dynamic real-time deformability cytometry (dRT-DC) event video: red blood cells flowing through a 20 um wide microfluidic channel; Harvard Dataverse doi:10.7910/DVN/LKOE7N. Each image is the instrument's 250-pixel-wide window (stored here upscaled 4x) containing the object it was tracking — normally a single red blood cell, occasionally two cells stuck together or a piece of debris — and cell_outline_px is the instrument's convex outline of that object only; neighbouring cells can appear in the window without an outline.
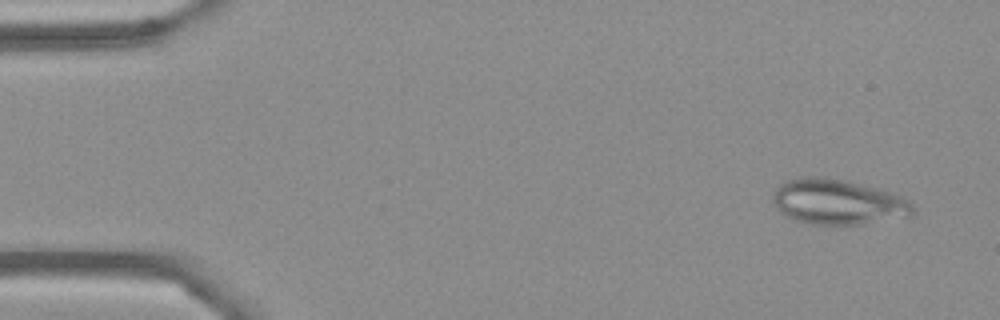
{"species": "Egyptian fruit bat (a non-hibernating species)", "species_latin": "Rousettus aegyptiacus", "temperature_condition": "cold", "stored_images_in_passage": 54, "camera_frame_rate_fps": 3000, "um_per_image_px": 0.085, "frame": {"image": 1, "passage_image": 3, "time_ms": 0.667, "image_size_px": [1000, 320], "cell_outline_px": [[916, 208], [912, 216], [864, 224], [808, 224], [796, 220], [780, 212], [772, 200], [772, 192], [784, 180], [800, 176], [824, 176], [848, 180], [880, 188], [904, 196]], "centroid_in_image_um": [71.24, 17.14], "position_along_channel_um": 13.8, "area_um2": 37.74}}
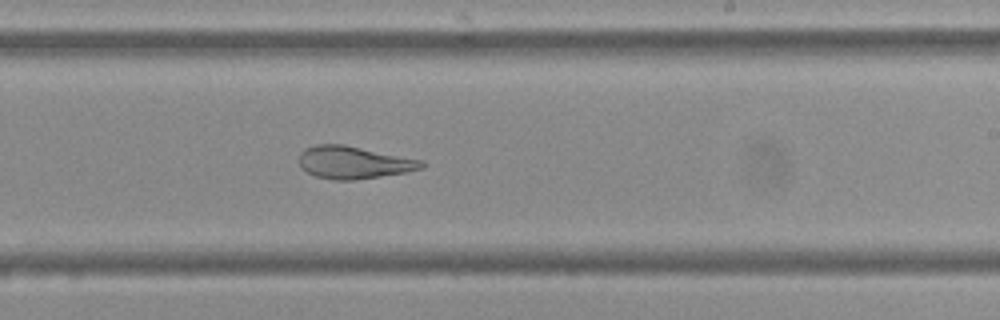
{"frame": {"image": 2, "passage_image": 32, "time_ms": 10.333, "image_size_px": [1000, 320], "cell_outline_px": [[424, 168], [404, 172], [380, 176], [352, 180], [336, 180], [316, 176], [300, 168], [300, 152], [304, 148], [316, 144], [344, 144], [424, 160]], "centroid_in_image_um": [30.06, 13.79], "position_along_channel_um": 258.9, "area_um2": 23.18}}
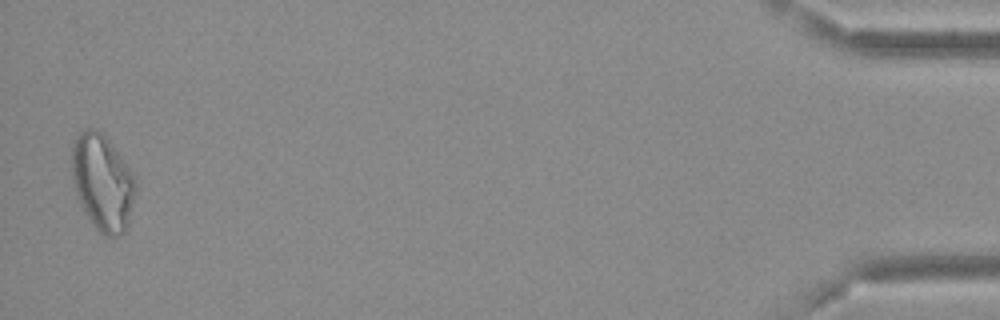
{"frame": {"image": 3, "passage_image": 53, "time_ms": 17.333, "image_size_px": [1000, 320], "cell_outline_px": [[136, 188], [128, 228], [120, 236], [104, 236], [92, 224], [84, 212], [76, 196], [72, 176], [72, 144], [76, 136], [84, 128], [96, 128], [108, 140], [124, 160], [136, 176]], "centroid_in_image_um": [8.72, 15.52], "position_along_channel_um": 426.5, "area_um2": 36.13}, "authors_computed_cell_mechanics": {"area_um2": 29.5069, "velocity_mm_per_s": 3.6754, "shape_relaxation_time_tau1_ms": null, "shape_relaxation_time_tau2_ms": 1.6671, "deformation_change_tau1": null, "deformation_change_tau2": 0.0731}}